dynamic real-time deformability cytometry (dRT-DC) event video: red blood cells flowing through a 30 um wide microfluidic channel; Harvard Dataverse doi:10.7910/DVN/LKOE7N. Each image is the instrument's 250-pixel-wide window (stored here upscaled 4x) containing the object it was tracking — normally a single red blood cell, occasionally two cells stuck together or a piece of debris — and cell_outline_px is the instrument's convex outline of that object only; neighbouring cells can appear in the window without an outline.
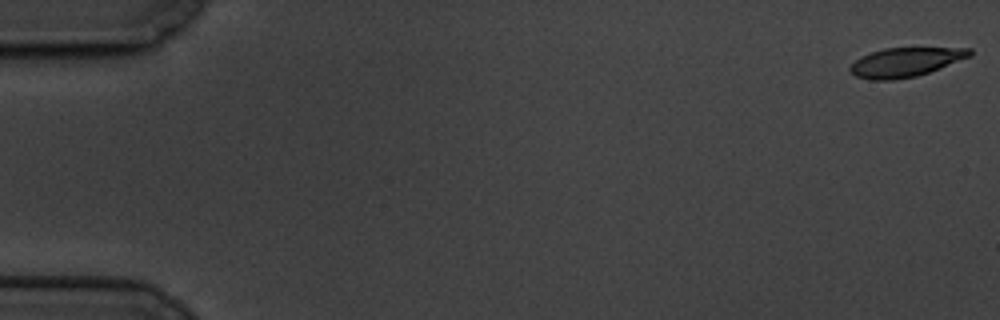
{"species": "common noctule bat (a hibernating species)", "species_latin": "Nyctalus noctula", "temperature_condition": "cold", "stored_images_in_passage": 60, "camera_frame_rate_fps": 3000, "um_per_image_px": 0.085, "animal": {"sex": "male", "body_mass_g": 19.5, "forearm_length_mm": 54.6}, "frame": {"image": 1, "passage_image": 1, "time_ms": 0.0, "image_size_px": [1000, 320], "cell_outline_px": [[972, 56], [940, 68], [916, 76], [892, 80], [868, 80], [856, 76], [848, 72], [848, 68], [860, 56], [884, 48], [972, 48]], "centroid_in_image_um": [76.94, 5.29], "position_along_channel_um": 8.1, "area_um2": 20.35}}
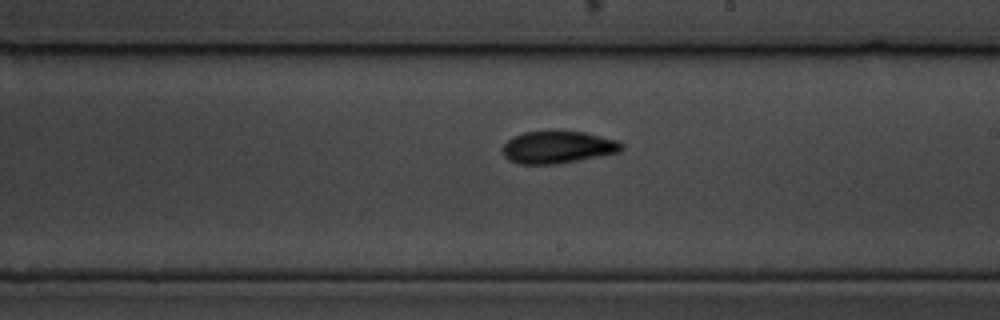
{"frame": {"image": 2, "passage_image": 35, "time_ms": 11.333, "image_size_px": [1000, 320], "cell_outline_px": [[624, 148], [620, 152], [556, 164], [516, 164], [508, 160], [504, 156], [500, 148], [512, 136], [524, 132], [584, 132], [616, 140], [624, 144]], "centroid_in_image_um": [47.37, 12.53], "position_along_channel_um": 241.6, "area_um2": 22.31}}
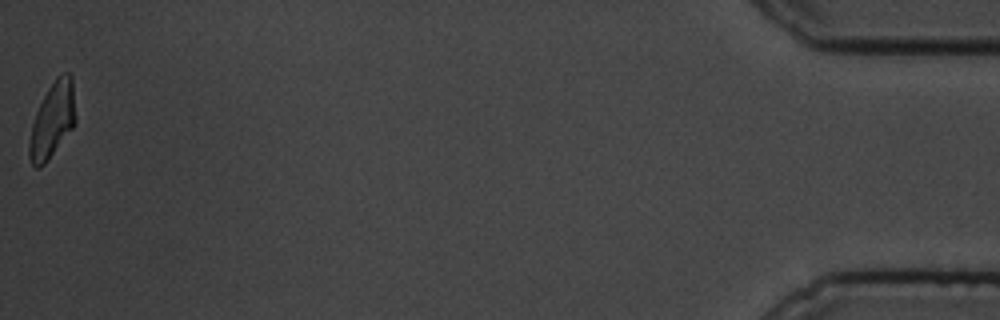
{"frame": {"image": 3, "passage_image": 60, "time_ms": 19.667, "image_size_px": [1000, 320], "cell_outline_px": [[76, 120], [72, 128], [44, 164], [40, 168], [36, 168], [32, 164], [28, 156], [28, 144], [32, 124], [36, 112], [48, 88], [56, 76], [64, 72], [68, 72], [72, 76], [76, 116]], "centroid_in_image_um": [4.45, 10.19], "position_along_channel_um": 430.7, "area_um2": 20.23}, "authors_computed_cell_mechanics": {"area_um2": 21.6461, "velocity_mm_per_s": 3.3742, "shape_relaxation_time_tau1_ms": 4.372, "shape_relaxation_time_tau2_ms": 2.9952, "deformation_change_tau1": 0.1473, "deformation_change_tau2": 0.0941}}